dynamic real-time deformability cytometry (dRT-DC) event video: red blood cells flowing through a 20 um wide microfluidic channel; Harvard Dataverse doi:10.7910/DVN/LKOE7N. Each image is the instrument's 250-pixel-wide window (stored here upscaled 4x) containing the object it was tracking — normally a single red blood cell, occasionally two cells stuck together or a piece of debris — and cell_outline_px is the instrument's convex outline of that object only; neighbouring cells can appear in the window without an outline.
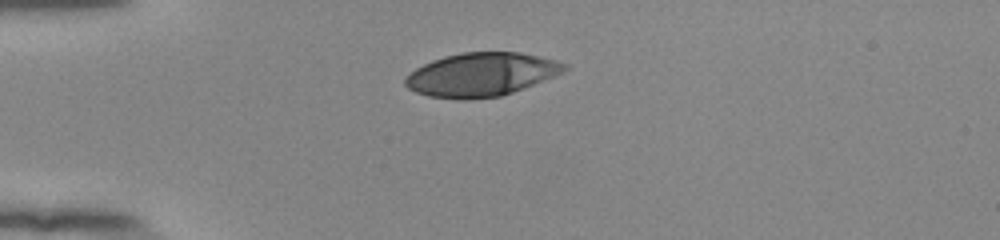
{"species": "human", "species_latin": "Homo sapiens", "temperature_condition": "room temperature", "stored_images_in_passage": 40, "camera_frame_rate_fps": 3000, "um_per_image_px": 0.085, "donor": {"sex": "female"}, "frame": {"image": 1, "passage_image": 1, "time_ms": 0.0, "image_size_px": [1000, 240], "cell_outline_px": [[568, 68], [564, 72], [512, 92], [500, 96], [468, 100], [460, 100], [428, 96], [416, 92], [408, 88], [404, 84], [404, 80], [416, 68], [432, 60], [444, 56], [464, 52], [520, 52], [556, 60], [568, 64]], "centroid_in_image_um": [40.9, 6.34], "position_along_channel_um": 44.1, "area_um2": 40.29}}
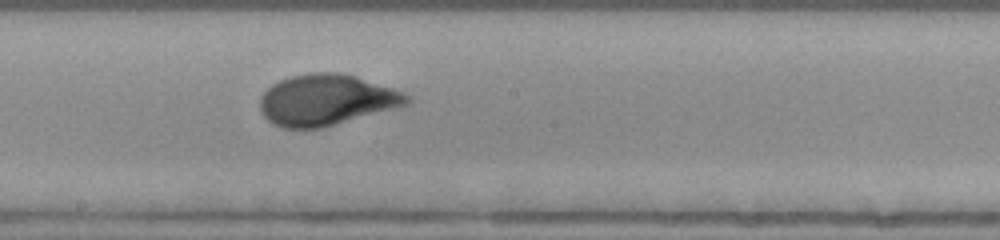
{"frame": {"image": 2, "passage_image": 17, "time_ms": 5.333, "image_size_px": [1000, 240], "cell_outline_px": [[412, 100], [408, 104], [400, 108], [320, 128], [284, 128], [272, 124], [260, 112], [260, 100], [264, 92], [272, 84], [280, 80], [292, 76], [312, 72], [336, 72], [356, 76], [404, 92]], "centroid_in_image_um": [27.77, 8.5], "position_along_channel_um": 220.4, "area_um2": 43.81}}
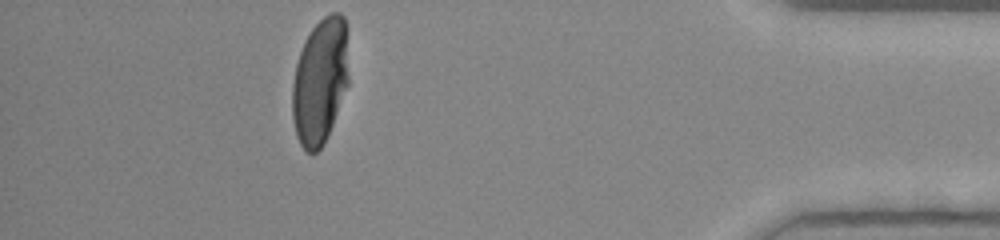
{"frame": {"image": 3, "passage_image": 35, "time_ms": 11.333, "image_size_px": [1000, 240], "cell_outline_px": [[348, 84], [332, 124], [320, 148], [316, 152], [308, 152], [300, 144], [296, 136], [292, 116], [292, 84], [296, 64], [304, 40], [312, 28], [324, 16], [332, 12], [340, 12], [344, 16], [348, 28]], "centroid_in_image_um": [27.21, 6.83], "position_along_channel_um": 408.0, "area_um2": 41.62}, "authors_computed_cell_mechanics": {"area_um2": 42.5986, "velocity_mm_per_s": 3.8665, "shape_relaxation_time_tau1_ms": 4.9336, "shape_relaxation_time_tau2_ms": null, "deformation_change_tau1": 0.2356, "deformation_change_tau2": null}}